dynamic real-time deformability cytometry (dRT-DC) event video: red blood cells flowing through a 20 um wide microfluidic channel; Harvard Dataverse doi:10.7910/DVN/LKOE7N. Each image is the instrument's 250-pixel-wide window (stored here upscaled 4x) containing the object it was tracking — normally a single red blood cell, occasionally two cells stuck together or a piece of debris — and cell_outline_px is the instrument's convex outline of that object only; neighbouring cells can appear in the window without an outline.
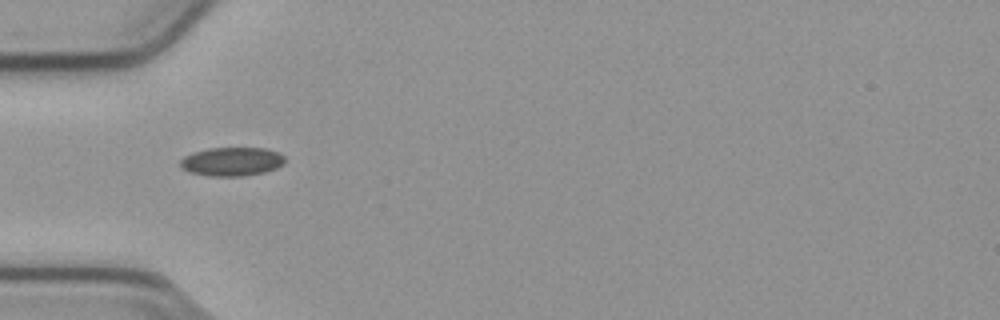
{"species": "common noctule bat (a hibernating species)", "species_latin": "Nyctalus noctula", "temperature_condition": "cold", "stored_images_in_passage": 8, "camera_frame_rate_fps": 3000, "um_per_image_px": 0.085, "animal": {"sex": "male", "body_mass_g": 23.1, "forearm_length_mm": 52.7}, "frame": {"image": 1, "passage_image": 1, "time_ms": 0.0, "image_size_px": [1000, 320], "cell_outline_px": [[284, 164], [276, 168], [264, 172], [244, 176], [208, 176], [188, 172], [180, 168], [180, 160], [184, 156], [208, 148], [264, 148], [276, 152], [284, 156]], "centroid_in_image_um": [19.68, 13.74], "position_along_channel_um": 65.3, "area_um2": 17.51}}